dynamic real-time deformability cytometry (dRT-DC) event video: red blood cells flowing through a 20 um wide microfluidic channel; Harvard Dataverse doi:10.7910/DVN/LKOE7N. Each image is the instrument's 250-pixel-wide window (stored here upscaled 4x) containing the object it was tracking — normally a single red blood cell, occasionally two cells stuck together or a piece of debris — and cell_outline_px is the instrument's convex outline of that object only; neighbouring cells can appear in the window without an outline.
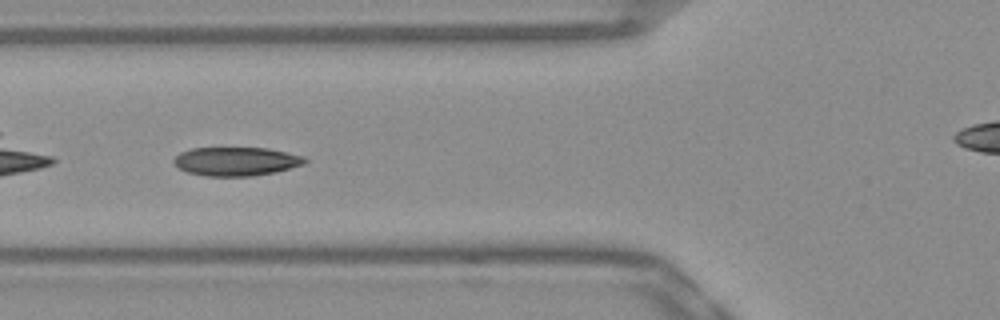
{"species": "Egyptian fruit bat (a non-hibernating species)", "species_latin": "Rousettus aegyptiacus", "temperature_condition": "warm", "stored_images_in_passage": 41, "camera_frame_rate_fps": 3000, "um_per_image_px": 0.085, "frame": {"image": 1, "passage_image": 7, "time_ms": 2.0, "image_size_px": [1000, 320], "cell_outline_px": [[308, 160], [304, 164], [276, 172], [252, 176], [204, 176], [188, 172], [180, 168], [172, 160], [180, 152], [192, 148], [268, 148], [304, 156]], "centroid_in_image_um": [20.09, 13.72], "position_along_channel_um": 105.7, "area_um2": 21.91}}
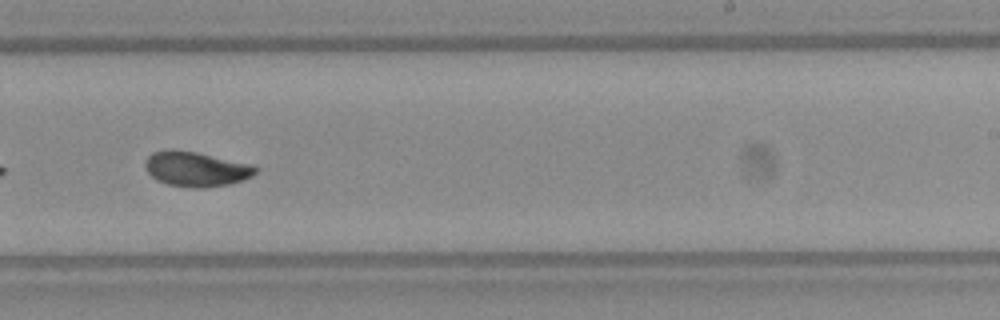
{"frame": {"image": 2, "passage_image": 20, "time_ms": 6.333, "image_size_px": [1000, 320], "cell_outline_px": [[260, 168], [252, 176], [244, 180], [228, 184], [204, 188], [196, 188], [168, 184], [156, 180], [148, 172], [144, 164], [148, 156], [152, 152], [172, 148], [196, 152], [252, 164]], "centroid_in_image_um": [16.68, 14.35], "position_along_channel_um": 272.3, "area_um2": 22.54}}
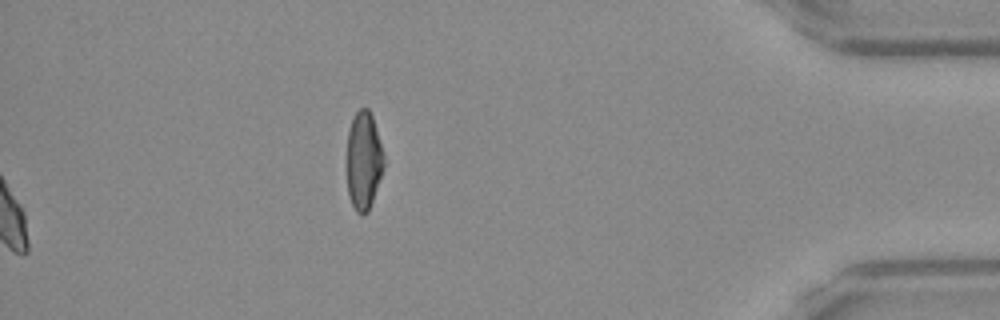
{"frame": {"image": 3, "passage_image": 41, "time_ms": 13.333, "image_size_px": [1000, 320], "cell_outline_px": [[384, 168], [368, 212], [360, 216], [356, 212], [348, 196], [348, 132], [352, 120], [356, 112], [360, 108], [368, 108], [372, 116], [384, 152]], "centroid_in_image_um": [30.93, 13.67], "position_along_channel_um": 404.3, "area_um2": 21.04}, "authors_computed_cell_mechanics": {"area_um2": 21.9062, "velocity_mm_per_s": 3.8424, "shape_relaxation_time_tau1_ms": 6.8302, "shape_relaxation_time_tau2_ms": 1.1044, "deformation_change_tau1": 0.1749, "deformation_change_tau2": 0.0552}}